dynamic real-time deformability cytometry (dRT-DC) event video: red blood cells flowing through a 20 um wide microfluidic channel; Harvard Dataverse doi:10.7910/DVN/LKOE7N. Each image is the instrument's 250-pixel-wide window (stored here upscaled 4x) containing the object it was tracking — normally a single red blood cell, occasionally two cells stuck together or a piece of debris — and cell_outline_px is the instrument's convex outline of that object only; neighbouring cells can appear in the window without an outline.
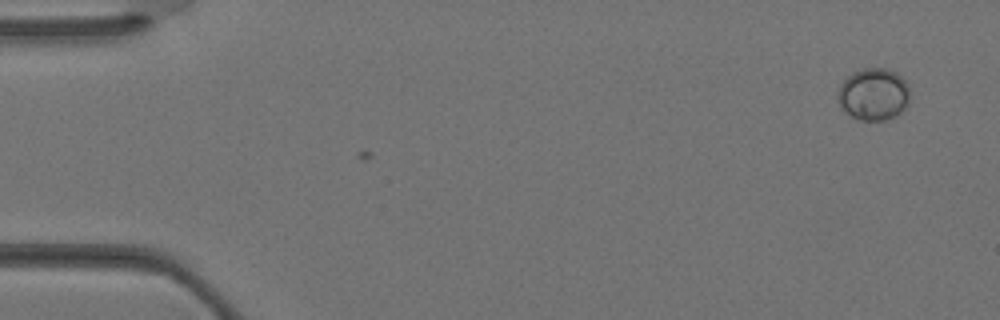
{"species": "Egyptian fruit bat (a non-hibernating species)", "species_latin": "Rousettus aegyptiacus", "temperature_condition": "warm", "stored_images_in_passage": 2, "camera_frame_rate_fps": 3000, "um_per_image_px": 0.085, "animal": {"sex": "female"}, "frame": {"image": 1, "passage_image": 1, "time_ms": 0.0, "image_size_px": [1000, 320], "cell_outline_px": [[908, 104], [896, 116], [884, 120], [856, 120], [844, 112], [840, 108], [836, 96], [840, 84], [852, 72], [864, 68], [884, 68], [896, 72], [908, 84]], "centroid_in_image_um": [74.2, 8.02], "position_along_channel_um": 10.8, "area_um2": 22.14}}